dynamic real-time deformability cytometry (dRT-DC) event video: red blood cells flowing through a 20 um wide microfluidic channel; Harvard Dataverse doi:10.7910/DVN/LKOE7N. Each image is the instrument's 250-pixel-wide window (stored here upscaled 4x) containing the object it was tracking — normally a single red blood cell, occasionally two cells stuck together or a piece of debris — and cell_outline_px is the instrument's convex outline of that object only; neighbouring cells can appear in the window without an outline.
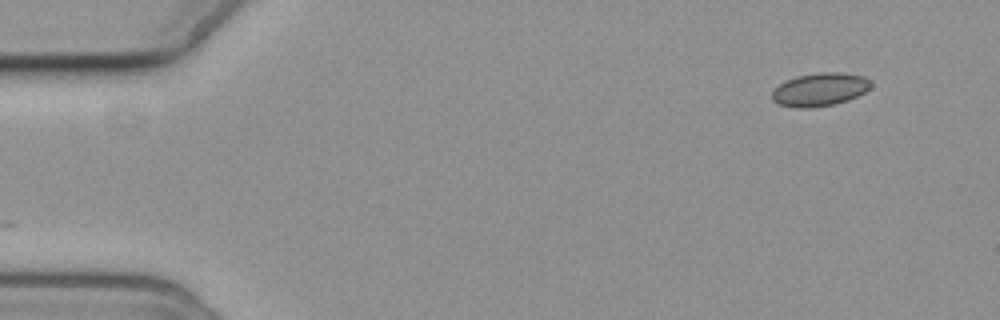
{"species": "common noctule bat (a hibernating species)", "species_latin": "Nyctalus noctula", "temperature_condition": "cold", "stored_images_in_passage": 5, "segment_of_instrument_passage": [2, 2], "camera_frame_rate_fps": 3000, "um_per_image_px": 0.085, "animal": {"sex": "female", "body_mass_g": 19.3, "forearm_length_mm": 54.1}, "frame": {"image": 1, "passage_image": 5, "time_ms": 6.0, "image_size_px": [1000, 320], "cell_outline_px": [[872, 84], [864, 92], [848, 100], [836, 104], [808, 108], [800, 108], [780, 104], [772, 100], [772, 92], [780, 84], [796, 76], [820, 72], [840, 72], [864, 76]], "centroid_in_image_um": [69.69, 7.6], "position_along_channel_um": 15.3, "area_um2": 18.9}}